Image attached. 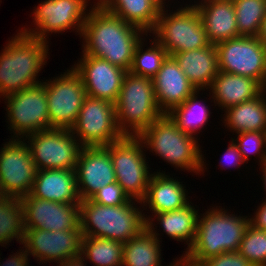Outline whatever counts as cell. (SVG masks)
<instances>
[{"label": "cell", "mask_w": 266, "mask_h": 266, "mask_svg": "<svg viewBox=\"0 0 266 266\" xmlns=\"http://www.w3.org/2000/svg\"><path fill=\"white\" fill-rule=\"evenodd\" d=\"M238 252L253 266H266V231L250 224L241 240Z\"/></svg>", "instance_id": "cell-35"}, {"label": "cell", "mask_w": 266, "mask_h": 266, "mask_svg": "<svg viewBox=\"0 0 266 266\" xmlns=\"http://www.w3.org/2000/svg\"><path fill=\"white\" fill-rule=\"evenodd\" d=\"M144 218L146 228L124 243L121 266H162L160 234L154 228V218ZM168 266H172V263Z\"/></svg>", "instance_id": "cell-27"}, {"label": "cell", "mask_w": 266, "mask_h": 266, "mask_svg": "<svg viewBox=\"0 0 266 266\" xmlns=\"http://www.w3.org/2000/svg\"><path fill=\"white\" fill-rule=\"evenodd\" d=\"M124 243L91 236H83L81 257L96 266H121Z\"/></svg>", "instance_id": "cell-32"}, {"label": "cell", "mask_w": 266, "mask_h": 266, "mask_svg": "<svg viewBox=\"0 0 266 266\" xmlns=\"http://www.w3.org/2000/svg\"><path fill=\"white\" fill-rule=\"evenodd\" d=\"M239 36H257L266 15V0H232Z\"/></svg>", "instance_id": "cell-34"}, {"label": "cell", "mask_w": 266, "mask_h": 266, "mask_svg": "<svg viewBox=\"0 0 266 266\" xmlns=\"http://www.w3.org/2000/svg\"><path fill=\"white\" fill-rule=\"evenodd\" d=\"M87 3L88 0H45L33 11L36 28H24L20 32L45 41L50 32L61 33L70 28H76L81 35L88 15Z\"/></svg>", "instance_id": "cell-15"}, {"label": "cell", "mask_w": 266, "mask_h": 266, "mask_svg": "<svg viewBox=\"0 0 266 266\" xmlns=\"http://www.w3.org/2000/svg\"><path fill=\"white\" fill-rule=\"evenodd\" d=\"M232 140L245 162H248L252 154L258 155L260 165L266 162V131L241 132L238 133L237 141Z\"/></svg>", "instance_id": "cell-36"}, {"label": "cell", "mask_w": 266, "mask_h": 266, "mask_svg": "<svg viewBox=\"0 0 266 266\" xmlns=\"http://www.w3.org/2000/svg\"><path fill=\"white\" fill-rule=\"evenodd\" d=\"M81 58L73 68L82 77L86 95L115 103L128 71L99 57Z\"/></svg>", "instance_id": "cell-18"}, {"label": "cell", "mask_w": 266, "mask_h": 266, "mask_svg": "<svg viewBox=\"0 0 266 266\" xmlns=\"http://www.w3.org/2000/svg\"><path fill=\"white\" fill-rule=\"evenodd\" d=\"M85 260L79 256V257H75V258H71V259H67L63 262H59L57 264V266H86L87 264H85Z\"/></svg>", "instance_id": "cell-42"}, {"label": "cell", "mask_w": 266, "mask_h": 266, "mask_svg": "<svg viewBox=\"0 0 266 266\" xmlns=\"http://www.w3.org/2000/svg\"><path fill=\"white\" fill-rule=\"evenodd\" d=\"M225 161L228 167L234 166L237 168H239V166L242 165V163L243 164L245 163L237 145L234 143L233 140L230 142L229 147L226 149V152L223 154L220 163L222 162V164L223 163L225 164Z\"/></svg>", "instance_id": "cell-39"}, {"label": "cell", "mask_w": 266, "mask_h": 266, "mask_svg": "<svg viewBox=\"0 0 266 266\" xmlns=\"http://www.w3.org/2000/svg\"><path fill=\"white\" fill-rule=\"evenodd\" d=\"M82 239L81 230L26 229L22 245L37 261L59 263L81 256Z\"/></svg>", "instance_id": "cell-16"}, {"label": "cell", "mask_w": 266, "mask_h": 266, "mask_svg": "<svg viewBox=\"0 0 266 266\" xmlns=\"http://www.w3.org/2000/svg\"><path fill=\"white\" fill-rule=\"evenodd\" d=\"M70 130L83 147L108 146L123 137L116 123L114 103L88 95Z\"/></svg>", "instance_id": "cell-10"}, {"label": "cell", "mask_w": 266, "mask_h": 266, "mask_svg": "<svg viewBox=\"0 0 266 266\" xmlns=\"http://www.w3.org/2000/svg\"><path fill=\"white\" fill-rule=\"evenodd\" d=\"M186 192L182 182L159 171L153 173L146 196L141 202L143 207L149 206L151 213L169 212L183 208L189 203Z\"/></svg>", "instance_id": "cell-25"}, {"label": "cell", "mask_w": 266, "mask_h": 266, "mask_svg": "<svg viewBox=\"0 0 266 266\" xmlns=\"http://www.w3.org/2000/svg\"><path fill=\"white\" fill-rule=\"evenodd\" d=\"M217 207L208 209L202 215L203 218L200 215L198 217L195 239L184 254L195 262L201 263L223 252L238 251L241 240L250 225L248 216L229 214L224 210L225 208Z\"/></svg>", "instance_id": "cell-3"}, {"label": "cell", "mask_w": 266, "mask_h": 266, "mask_svg": "<svg viewBox=\"0 0 266 266\" xmlns=\"http://www.w3.org/2000/svg\"><path fill=\"white\" fill-rule=\"evenodd\" d=\"M48 41L18 32L0 53V96L41 83L39 71L47 63Z\"/></svg>", "instance_id": "cell-2"}, {"label": "cell", "mask_w": 266, "mask_h": 266, "mask_svg": "<svg viewBox=\"0 0 266 266\" xmlns=\"http://www.w3.org/2000/svg\"><path fill=\"white\" fill-rule=\"evenodd\" d=\"M33 197L52 202L80 204L75 170L46 169L37 170L33 189Z\"/></svg>", "instance_id": "cell-22"}, {"label": "cell", "mask_w": 266, "mask_h": 266, "mask_svg": "<svg viewBox=\"0 0 266 266\" xmlns=\"http://www.w3.org/2000/svg\"><path fill=\"white\" fill-rule=\"evenodd\" d=\"M9 140L0 149V189L4 196L20 199L31 193L37 167L24 139Z\"/></svg>", "instance_id": "cell-14"}, {"label": "cell", "mask_w": 266, "mask_h": 266, "mask_svg": "<svg viewBox=\"0 0 266 266\" xmlns=\"http://www.w3.org/2000/svg\"><path fill=\"white\" fill-rule=\"evenodd\" d=\"M97 3L125 22L144 30L146 35L155 28L165 4L162 0H98Z\"/></svg>", "instance_id": "cell-26"}, {"label": "cell", "mask_w": 266, "mask_h": 266, "mask_svg": "<svg viewBox=\"0 0 266 266\" xmlns=\"http://www.w3.org/2000/svg\"><path fill=\"white\" fill-rule=\"evenodd\" d=\"M183 257V258H182ZM172 266H203L202 263L195 262L185 255H182L181 258L176 260Z\"/></svg>", "instance_id": "cell-43"}, {"label": "cell", "mask_w": 266, "mask_h": 266, "mask_svg": "<svg viewBox=\"0 0 266 266\" xmlns=\"http://www.w3.org/2000/svg\"><path fill=\"white\" fill-rule=\"evenodd\" d=\"M114 105L118 130L123 136H139L163 115L156 99L153 79L129 71Z\"/></svg>", "instance_id": "cell-6"}, {"label": "cell", "mask_w": 266, "mask_h": 266, "mask_svg": "<svg viewBox=\"0 0 266 266\" xmlns=\"http://www.w3.org/2000/svg\"><path fill=\"white\" fill-rule=\"evenodd\" d=\"M257 37L266 48V15L261 22Z\"/></svg>", "instance_id": "cell-44"}, {"label": "cell", "mask_w": 266, "mask_h": 266, "mask_svg": "<svg viewBox=\"0 0 266 266\" xmlns=\"http://www.w3.org/2000/svg\"><path fill=\"white\" fill-rule=\"evenodd\" d=\"M142 40L143 39H141L135 48L129 72L137 76L153 78L160 70L168 53L155 38L151 41V48L149 47L143 50L142 47L144 43Z\"/></svg>", "instance_id": "cell-33"}, {"label": "cell", "mask_w": 266, "mask_h": 266, "mask_svg": "<svg viewBox=\"0 0 266 266\" xmlns=\"http://www.w3.org/2000/svg\"><path fill=\"white\" fill-rule=\"evenodd\" d=\"M263 167V168H262ZM261 170H262V173H263V178H262V181H264L263 182V185H264V189H265V191H266V162L265 163H263L262 165H261ZM266 200V199H265Z\"/></svg>", "instance_id": "cell-45"}, {"label": "cell", "mask_w": 266, "mask_h": 266, "mask_svg": "<svg viewBox=\"0 0 266 266\" xmlns=\"http://www.w3.org/2000/svg\"><path fill=\"white\" fill-rule=\"evenodd\" d=\"M20 201L24 208L25 228L47 231L81 230L79 204L38 199L31 194Z\"/></svg>", "instance_id": "cell-17"}, {"label": "cell", "mask_w": 266, "mask_h": 266, "mask_svg": "<svg viewBox=\"0 0 266 266\" xmlns=\"http://www.w3.org/2000/svg\"><path fill=\"white\" fill-rule=\"evenodd\" d=\"M37 170H75L83 146L68 129H49L26 136Z\"/></svg>", "instance_id": "cell-11"}, {"label": "cell", "mask_w": 266, "mask_h": 266, "mask_svg": "<svg viewBox=\"0 0 266 266\" xmlns=\"http://www.w3.org/2000/svg\"><path fill=\"white\" fill-rule=\"evenodd\" d=\"M196 90L209 89L219 72L215 45L172 55Z\"/></svg>", "instance_id": "cell-24"}, {"label": "cell", "mask_w": 266, "mask_h": 266, "mask_svg": "<svg viewBox=\"0 0 266 266\" xmlns=\"http://www.w3.org/2000/svg\"><path fill=\"white\" fill-rule=\"evenodd\" d=\"M199 91L201 90H195L181 105L168 113L181 131L193 137L207 124L211 113L208 105L198 100Z\"/></svg>", "instance_id": "cell-30"}, {"label": "cell", "mask_w": 266, "mask_h": 266, "mask_svg": "<svg viewBox=\"0 0 266 266\" xmlns=\"http://www.w3.org/2000/svg\"><path fill=\"white\" fill-rule=\"evenodd\" d=\"M152 79L156 99L163 114H168L181 105L196 90L173 56H167Z\"/></svg>", "instance_id": "cell-20"}, {"label": "cell", "mask_w": 266, "mask_h": 266, "mask_svg": "<svg viewBox=\"0 0 266 266\" xmlns=\"http://www.w3.org/2000/svg\"><path fill=\"white\" fill-rule=\"evenodd\" d=\"M194 5L210 44L239 37L232 0H202Z\"/></svg>", "instance_id": "cell-21"}, {"label": "cell", "mask_w": 266, "mask_h": 266, "mask_svg": "<svg viewBox=\"0 0 266 266\" xmlns=\"http://www.w3.org/2000/svg\"><path fill=\"white\" fill-rule=\"evenodd\" d=\"M14 254L11 255V257H9L8 259H6L4 263L3 261L2 264L0 262V266H29V254L26 250L24 251V249H21L18 253L16 252Z\"/></svg>", "instance_id": "cell-40"}, {"label": "cell", "mask_w": 266, "mask_h": 266, "mask_svg": "<svg viewBox=\"0 0 266 266\" xmlns=\"http://www.w3.org/2000/svg\"><path fill=\"white\" fill-rule=\"evenodd\" d=\"M138 137L143 141L144 147L176 168L196 174L204 173L205 162L198 137L181 131L168 114L156 119Z\"/></svg>", "instance_id": "cell-5"}, {"label": "cell", "mask_w": 266, "mask_h": 266, "mask_svg": "<svg viewBox=\"0 0 266 266\" xmlns=\"http://www.w3.org/2000/svg\"><path fill=\"white\" fill-rule=\"evenodd\" d=\"M7 102V122L14 132L11 138L21 139L38 131L51 129L43 82L4 97Z\"/></svg>", "instance_id": "cell-9"}, {"label": "cell", "mask_w": 266, "mask_h": 266, "mask_svg": "<svg viewBox=\"0 0 266 266\" xmlns=\"http://www.w3.org/2000/svg\"><path fill=\"white\" fill-rule=\"evenodd\" d=\"M105 147L110 153L116 182L130 199L142 204L153 175L148 170L143 141L138 136H123Z\"/></svg>", "instance_id": "cell-8"}, {"label": "cell", "mask_w": 266, "mask_h": 266, "mask_svg": "<svg viewBox=\"0 0 266 266\" xmlns=\"http://www.w3.org/2000/svg\"><path fill=\"white\" fill-rule=\"evenodd\" d=\"M263 91L256 98L225 109V127L232 132L266 131V97Z\"/></svg>", "instance_id": "cell-28"}, {"label": "cell", "mask_w": 266, "mask_h": 266, "mask_svg": "<svg viewBox=\"0 0 266 266\" xmlns=\"http://www.w3.org/2000/svg\"><path fill=\"white\" fill-rule=\"evenodd\" d=\"M131 199L119 206H105L90 198L81 200L80 229L83 236L99 237L126 243L146 228L145 214Z\"/></svg>", "instance_id": "cell-4"}, {"label": "cell", "mask_w": 266, "mask_h": 266, "mask_svg": "<svg viewBox=\"0 0 266 266\" xmlns=\"http://www.w3.org/2000/svg\"><path fill=\"white\" fill-rule=\"evenodd\" d=\"M24 208L19 198L3 196L0 199V245L13 239L23 242L25 234Z\"/></svg>", "instance_id": "cell-31"}, {"label": "cell", "mask_w": 266, "mask_h": 266, "mask_svg": "<svg viewBox=\"0 0 266 266\" xmlns=\"http://www.w3.org/2000/svg\"><path fill=\"white\" fill-rule=\"evenodd\" d=\"M212 92V100L215 106L227 109L233 105L252 100L259 96L264 87L256 80L219 71L209 88Z\"/></svg>", "instance_id": "cell-23"}, {"label": "cell", "mask_w": 266, "mask_h": 266, "mask_svg": "<svg viewBox=\"0 0 266 266\" xmlns=\"http://www.w3.org/2000/svg\"><path fill=\"white\" fill-rule=\"evenodd\" d=\"M250 224L255 228L266 231V200L258 207L255 216L250 218Z\"/></svg>", "instance_id": "cell-41"}, {"label": "cell", "mask_w": 266, "mask_h": 266, "mask_svg": "<svg viewBox=\"0 0 266 266\" xmlns=\"http://www.w3.org/2000/svg\"><path fill=\"white\" fill-rule=\"evenodd\" d=\"M75 172L81 200L91 198L103 186L116 182L110 153L105 146L83 147Z\"/></svg>", "instance_id": "cell-19"}, {"label": "cell", "mask_w": 266, "mask_h": 266, "mask_svg": "<svg viewBox=\"0 0 266 266\" xmlns=\"http://www.w3.org/2000/svg\"><path fill=\"white\" fill-rule=\"evenodd\" d=\"M156 215V216H155ZM168 237L177 241H186L187 249L193 244L198 224V210L190 203L183 208L154 214Z\"/></svg>", "instance_id": "cell-29"}, {"label": "cell", "mask_w": 266, "mask_h": 266, "mask_svg": "<svg viewBox=\"0 0 266 266\" xmlns=\"http://www.w3.org/2000/svg\"><path fill=\"white\" fill-rule=\"evenodd\" d=\"M203 266H253L238 251L223 252L218 256L207 258L201 262Z\"/></svg>", "instance_id": "cell-38"}, {"label": "cell", "mask_w": 266, "mask_h": 266, "mask_svg": "<svg viewBox=\"0 0 266 266\" xmlns=\"http://www.w3.org/2000/svg\"><path fill=\"white\" fill-rule=\"evenodd\" d=\"M90 199L105 206L124 205L131 200L117 182L103 186Z\"/></svg>", "instance_id": "cell-37"}, {"label": "cell", "mask_w": 266, "mask_h": 266, "mask_svg": "<svg viewBox=\"0 0 266 266\" xmlns=\"http://www.w3.org/2000/svg\"><path fill=\"white\" fill-rule=\"evenodd\" d=\"M71 69V70H70ZM45 84L51 129H68L74 125L86 96L82 77L70 68Z\"/></svg>", "instance_id": "cell-13"}, {"label": "cell", "mask_w": 266, "mask_h": 266, "mask_svg": "<svg viewBox=\"0 0 266 266\" xmlns=\"http://www.w3.org/2000/svg\"><path fill=\"white\" fill-rule=\"evenodd\" d=\"M163 5L155 28L149 32L169 56L210 45L195 5L180 7L169 14Z\"/></svg>", "instance_id": "cell-7"}, {"label": "cell", "mask_w": 266, "mask_h": 266, "mask_svg": "<svg viewBox=\"0 0 266 266\" xmlns=\"http://www.w3.org/2000/svg\"><path fill=\"white\" fill-rule=\"evenodd\" d=\"M4 195H3V193H2V191H1V189H0V199L3 197Z\"/></svg>", "instance_id": "cell-46"}, {"label": "cell", "mask_w": 266, "mask_h": 266, "mask_svg": "<svg viewBox=\"0 0 266 266\" xmlns=\"http://www.w3.org/2000/svg\"><path fill=\"white\" fill-rule=\"evenodd\" d=\"M87 13L80 35L84 41L82 54L105 59L129 71L135 48L146 32L105 10L98 3Z\"/></svg>", "instance_id": "cell-1"}, {"label": "cell", "mask_w": 266, "mask_h": 266, "mask_svg": "<svg viewBox=\"0 0 266 266\" xmlns=\"http://www.w3.org/2000/svg\"><path fill=\"white\" fill-rule=\"evenodd\" d=\"M219 71L250 77L266 85V48L257 36H239L215 45Z\"/></svg>", "instance_id": "cell-12"}]
</instances>
